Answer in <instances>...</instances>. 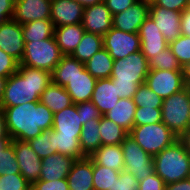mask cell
<instances>
[{"mask_svg": "<svg viewBox=\"0 0 190 190\" xmlns=\"http://www.w3.org/2000/svg\"><path fill=\"white\" fill-rule=\"evenodd\" d=\"M11 140L29 141L53 127V112L40 101L1 108Z\"/></svg>", "mask_w": 190, "mask_h": 190, "instance_id": "1", "label": "cell"}, {"mask_svg": "<svg viewBox=\"0 0 190 190\" xmlns=\"http://www.w3.org/2000/svg\"><path fill=\"white\" fill-rule=\"evenodd\" d=\"M51 82V73L48 71L18 66L17 71L6 79L0 108L39 101L41 93Z\"/></svg>", "mask_w": 190, "mask_h": 190, "instance_id": "2", "label": "cell"}, {"mask_svg": "<svg viewBox=\"0 0 190 190\" xmlns=\"http://www.w3.org/2000/svg\"><path fill=\"white\" fill-rule=\"evenodd\" d=\"M149 71V61L141 51L114 60L110 78L116 85L119 97L133 98L139 85L145 83Z\"/></svg>", "mask_w": 190, "mask_h": 190, "instance_id": "3", "label": "cell"}, {"mask_svg": "<svg viewBox=\"0 0 190 190\" xmlns=\"http://www.w3.org/2000/svg\"><path fill=\"white\" fill-rule=\"evenodd\" d=\"M154 172L165 185L190 177V153L177 140L153 156Z\"/></svg>", "mask_w": 190, "mask_h": 190, "instance_id": "4", "label": "cell"}, {"mask_svg": "<svg viewBox=\"0 0 190 190\" xmlns=\"http://www.w3.org/2000/svg\"><path fill=\"white\" fill-rule=\"evenodd\" d=\"M62 56L53 36L42 41L25 43L23 58L19 66L33 67L52 73Z\"/></svg>", "mask_w": 190, "mask_h": 190, "instance_id": "5", "label": "cell"}, {"mask_svg": "<svg viewBox=\"0 0 190 190\" xmlns=\"http://www.w3.org/2000/svg\"><path fill=\"white\" fill-rule=\"evenodd\" d=\"M162 122L180 137L190 127V94L184 88L163 100Z\"/></svg>", "mask_w": 190, "mask_h": 190, "instance_id": "6", "label": "cell"}, {"mask_svg": "<svg viewBox=\"0 0 190 190\" xmlns=\"http://www.w3.org/2000/svg\"><path fill=\"white\" fill-rule=\"evenodd\" d=\"M129 135L151 156L159 154L178 140L163 122L134 126Z\"/></svg>", "mask_w": 190, "mask_h": 190, "instance_id": "7", "label": "cell"}, {"mask_svg": "<svg viewBox=\"0 0 190 190\" xmlns=\"http://www.w3.org/2000/svg\"><path fill=\"white\" fill-rule=\"evenodd\" d=\"M121 146L124 156V170L130 172L138 181L144 180L154 173L153 156L146 153L131 135L128 134Z\"/></svg>", "mask_w": 190, "mask_h": 190, "instance_id": "8", "label": "cell"}, {"mask_svg": "<svg viewBox=\"0 0 190 190\" xmlns=\"http://www.w3.org/2000/svg\"><path fill=\"white\" fill-rule=\"evenodd\" d=\"M145 84L162 99L185 88L183 70H150Z\"/></svg>", "mask_w": 190, "mask_h": 190, "instance_id": "9", "label": "cell"}, {"mask_svg": "<svg viewBox=\"0 0 190 190\" xmlns=\"http://www.w3.org/2000/svg\"><path fill=\"white\" fill-rule=\"evenodd\" d=\"M104 48L114 60L127 58L130 54L140 51L138 33H127L112 27L103 36Z\"/></svg>", "mask_w": 190, "mask_h": 190, "instance_id": "10", "label": "cell"}, {"mask_svg": "<svg viewBox=\"0 0 190 190\" xmlns=\"http://www.w3.org/2000/svg\"><path fill=\"white\" fill-rule=\"evenodd\" d=\"M10 142L14 146L20 174L30 185H33L40 179L42 159L27 141L11 140Z\"/></svg>", "mask_w": 190, "mask_h": 190, "instance_id": "11", "label": "cell"}, {"mask_svg": "<svg viewBox=\"0 0 190 190\" xmlns=\"http://www.w3.org/2000/svg\"><path fill=\"white\" fill-rule=\"evenodd\" d=\"M24 47L22 25L14 19L4 22L0 26V49L20 63L23 58Z\"/></svg>", "mask_w": 190, "mask_h": 190, "instance_id": "12", "label": "cell"}, {"mask_svg": "<svg viewBox=\"0 0 190 190\" xmlns=\"http://www.w3.org/2000/svg\"><path fill=\"white\" fill-rule=\"evenodd\" d=\"M181 14L182 12L168 10L151 4L149 16L154 20L168 43L176 40L181 35Z\"/></svg>", "mask_w": 190, "mask_h": 190, "instance_id": "13", "label": "cell"}, {"mask_svg": "<svg viewBox=\"0 0 190 190\" xmlns=\"http://www.w3.org/2000/svg\"><path fill=\"white\" fill-rule=\"evenodd\" d=\"M138 34L141 42L140 51L148 61L169 46L150 16L140 26Z\"/></svg>", "mask_w": 190, "mask_h": 190, "instance_id": "14", "label": "cell"}, {"mask_svg": "<svg viewBox=\"0 0 190 190\" xmlns=\"http://www.w3.org/2000/svg\"><path fill=\"white\" fill-rule=\"evenodd\" d=\"M113 15L104 2L84 8L82 25L85 32L104 36L113 27Z\"/></svg>", "mask_w": 190, "mask_h": 190, "instance_id": "15", "label": "cell"}, {"mask_svg": "<svg viewBox=\"0 0 190 190\" xmlns=\"http://www.w3.org/2000/svg\"><path fill=\"white\" fill-rule=\"evenodd\" d=\"M51 0H15L13 19L23 25L34 20H50Z\"/></svg>", "mask_w": 190, "mask_h": 190, "instance_id": "16", "label": "cell"}, {"mask_svg": "<svg viewBox=\"0 0 190 190\" xmlns=\"http://www.w3.org/2000/svg\"><path fill=\"white\" fill-rule=\"evenodd\" d=\"M84 7L75 0H51L50 20L54 26L82 23Z\"/></svg>", "mask_w": 190, "mask_h": 190, "instance_id": "17", "label": "cell"}, {"mask_svg": "<svg viewBox=\"0 0 190 190\" xmlns=\"http://www.w3.org/2000/svg\"><path fill=\"white\" fill-rule=\"evenodd\" d=\"M149 4L137 1L132 7L113 15V27L127 33H138L149 16Z\"/></svg>", "mask_w": 190, "mask_h": 190, "instance_id": "18", "label": "cell"}, {"mask_svg": "<svg viewBox=\"0 0 190 190\" xmlns=\"http://www.w3.org/2000/svg\"><path fill=\"white\" fill-rule=\"evenodd\" d=\"M66 179L69 190H94L93 159L89 156L75 160Z\"/></svg>", "mask_w": 190, "mask_h": 190, "instance_id": "19", "label": "cell"}, {"mask_svg": "<svg viewBox=\"0 0 190 190\" xmlns=\"http://www.w3.org/2000/svg\"><path fill=\"white\" fill-rule=\"evenodd\" d=\"M96 82L97 79L84 68L82 72L75 74L64 88L71 96L73 104L88 102L92 99Z\"/></svg>", "mask_w": 190, "mask_h": 190, "instance_id": "20", "label": "cell"}, {"mask_svg": "<svg viewBox=\"0 0 190 190\" xmlns=\"http://www.w3.org/2000/svg\"><path fill=\"white\" fill-rule=\"evenodd\" d=\"M75 161L70 156L56 153L42 159L40 180L54 181L67 178Z\"/></svg>", "mask_w": 190, "mask_h": 190, "instance_id": "21", "label": "cell"}, {"mask_svg": "<svg viewBox=\"0 0 190 190\" xmlns=\"http://www.w3.org/2000/svg\"><path fill=\"white\" fill-rule=\"evenodd\" d=\"M82 119L77 113L76 104L65 108L53 115V127L59 136H80Z\"/></svg>", "mask_w": 190, "mask_h": 190, "instance_id": "22", "label": "cell"}, {"mask_svg": "<svg viewBox=\"0 0 190 190\" xmlns=\"http://www.w3.org/2000/svg\"><path fill=\"white\" fill-rule=\"evenodd\" d=\"M120 99L116 85L111 78L97 80L91 101L98 108L101 115L112 109Z\"/></svg>", "mask_w": 190, "mask_h": 190, "instance_id": "23", "label": "cell"}, {"mask_svg": "<svg viewBox=\"0 0 190 190\" xmlns=\"http://www.w3.org/2000/svg\"><path fill=\"white\" fill-rule=\"evenodd\" d=\"M85 29L82 23L54 28V38L63 55H71L79 45Z\"/></svg>", "mask_w": 190, "mask_h": 190, "instance_id": "24", "label": "cell"}, {"mask_svg": "<svg viewBox=\"0 0 190 190\" xmlns=\"http://www.w3.org/2000/svg\"><path fill=\"white\" fill-rule=\"evenodd\" d=\"M136 104L133 98H121L105 116L107 119L114 121L120 127H123L128 133L134 127V116Z\"/></svg>", "mask_w": 190, "mask_h": 190, "instance_id": "25", "label": "cell"}, {"mask_svg": "<svg viewBox=\"0 0 190 190\" xmlns=\"http://www.w3.org/2000/svg\"><path fill=\"white\" fill-rule=\"evenodd\" d=\"M41 103L49 108L53 114L70 107L73 102L64 87L51 82L40 95Z\"/></svg>", "mask_w": 190, "mask_h": 190, "instance_id": "26", "label": "cell"}, {"mask_svg": "<svg viewBox=\"0 0 190 190\" xmlns=\"http://www.w3.org/2000/svg\"><path fill=\"white\" fill-rule=\"evenodd\" d=\"M90 157L98 164L121 172L124 156L120 145H101Z\"/></svg>", "mask_w": 190, "mask_h": 190, "instance_id": "27", "label": "cell"}, {"mask_svg": "<svg viewBox=\"0 0 190 190\" xmlns=\"http://www.w3.org/2000/svg\"><path fill=\"white\" fill-rule=\"evenodd\" d=\"M85 64L79 62L71 55H63L51 73L52 82L65 87L69 80L78 72H82Z\"/></svg>", "mask_w": 190, "mask_h": 190, "instance_id": "28", "label": "cell"}, {"mask_svg": "<svg viewBox=\"0 0 190 190\" xmlns=\"http://www.w3.org/2000/svg\"><path fill=\"white\" fill-rule=\"evenodd\" d=\"M113 63L114 59L105 48H102L85 63V68L97 80L110 78Z\"/></svg>", "mask_w": 190, "mask_h": 190, "instance_id": "29", "label": "cell"}, {"mask_svg": "<svg viewBox=\"0 0 190 190\" xmlns=\"http://www.w3.org/2000/svg\"><path fill=\"white\" fill-rule=\"evenodd\" d=\"M102 48H104L103 36L85 32L79 45L75 48L71 56L85 64Z\"/></svg>", "mask_w": 190, "mask_h": 190, "instance_id": "30", "label": "cell"}, {"mask_svg": "<svg viewBox=\"0 0 190 190\" xmlns=\"http://www.w3.org/2000/svg\"><path fill=\"white\" fill-rule=\"evenodd\" d=\"M99 120H90L82 125L79 141L81 150L87 157L92 155L102 145L99 134Z\"/></svg>", "mask_w": 190, "mask_h": 190, "instance_id": "31", "label": "cell"}, {"mask_svg": "<svg viewBox=\"0 0 190 190\" xmlns=\"http://www.w3.org/2000/svg\"><path fill=\"white\" fill-rule=\"evenodd\" d=\"M24 43L42 41L54 36L51 20H34L22 25Z\"/></svg>", "mask_w": 190, "mask_h": 190, "instance_id": "32", "label": "cell"}, {"mask_svg": "<svg viewBox=\"0 0 190 190\" xmlns=\"http://www.w3.org/2000/svg\"><path fill=\"white\" fill-rule=\"evenodd\" d=\"M99 134L102 145H120L129 133L102 115L99 120Z\"/></svg>", "mask_w": 190, "mask_h": 190, "instance_id": "33", "label": "cell"}, {"mask_svg": "<svg viewBox=\"0 0 190 190\" xmlns=\"http://www.w3.org/2000/svg\"><path fill=\"white\" fill-rule=\"evenodd\" d=\"M80 136H59L54 131V143L57 147V153L70 156L75 160L83 159L87 157L81 150Z\"/></svg>", "mask_w": 190, "mask_h": 190, "instance_id": "34", "label": "cell"}, {"mask_svg": "<svg viewBox=\"0 0 190 190\" xmlns=\"http://www.w3.org/2000/svg\"><path fill=\"white\" fill-rule=\"evenodd\" d=\"M120 172L102 165L93 160V188L94 190H112Z\"/></svg>", "mask_w": 190, "mask_h": 190, "instance_id": "35", "label": "cell"}, {"mask_svg": "<svg viewBox=\"0 0 190 190\" xmlns=\"http://www.w3.org/2000/svg\"><path fill=\"white\" fill-rule=\"evenodd\" d=\"M28 143L41 159L57 153L52 129L42 131L40 135L32 138Z\"/></svg>", "mask_w": 190, "mask_h": 190, "instance_id": "36", "label": "cell"}, {"mask_svg": "<svg viewBox=\"0 0 190 190\" xmlns=\"http://www.w3.org/2000/svg\"><path fill=\"white\" fill-rule=\"evenodd\" d=\"M150 70H182L177 58L172 54L170 47L162 50L149 61Z\"/></svg>", "mask_w": 190, "mask_h": 190, "instance_id": "37", "label": "cell"}, {"mask_svg": "<svg viewBox=\"0 0 190 190\" xmlns=\"http://www.w3.org/2000/svg\"><path fill=\"white\" fill-rule=\"evenodd\" d=\"M136 106L148 108H162L163 100L153 90H151L145 83L140 84L137 92L133 96Z\"/></svg>", "mask_w": 190, "mask_h": 190, "instance_id": "38", "label": "cell"}, {"mask_svg": "<svg viewBox=\"0 0 190 190\" xmlns=\"http://www.w3.org/2000/svg\"><path fill=\"white\" fill-rule=\"evenodd\" d=\"M20 173L19 165L16 159L14 146L9 141L0 153V176Z\"/></svg>", "mask_w": 190, "mask_h": 190, "instance_id": "39", "label": "cell"}, {"mask_svg": "<svg viewBox=\"0 0 190 190\" xmlns=\"http://www.w3.org/2000/svg\"><path fill=\"white\" fill-rule=\"evenodd\" d=\"M172 54L177 58L181 67L190 61V37L180 35L176 40L169 43Z\"/></svg>", "mask_w": 190, "mask_h": 190, "instance_id": "40", "label": "cell"}, {"mask_svg": "<svg viewBox=\"0 0 190 190\" xmlns=\"http://www.w3.org/2000/svg\"><path fill=\"white\" fill-rule=\"evenodd\" d=\"M162 122L161 108H148L137 106L134 116V126Z\"/></svg>", "mask_w": 190, "mask_h": 190, "instance_id": "41", "label": "cell"}, {"mask_svg": "<svg viewBox=\"0 0 190 190\" xmlns=\"http://www.w3.org/2000/svg\"><path fill=\"white\" fill-rule=\"evenodd\" d=\"M0 190H31V185L20 173L0 176Z\"/></svg>", "mask_w": 190, "mask_h": 190, "instance_id": "42", "label": "cell"}, {"mask_svg": "<svg viewBox=\"0 0 190 190\" xmlns=\"http://www.w3.org/2000/svg\"><path fill=\"white\" fill-rule=\"evenodd\" d=\"M76 109L78 115L82 119V125L87 121L100 119V117L102 116L98 108L92 103V101L77 103Z\"/></svg>", "mask_w": 190, "mask_h": 190, "instance_id": "43", "label": "cell"}, {"mask_svg": "<svg viewBox=\"0 0 190 190\" xmlns=\"http://www.w3.org/2000/svg\"><path fill=\"white\" fill-rule=\"evenodd\" d=\"M112 190H139L138 179L130 172L122 170L119 178L115 180Z\"/></svg>", "mask_w": 190, "mask_h": 190, "instance_id": "44", "label": "cell"}, {"mask_svg": "<svg viewBox=\"0 0 190 190\" xmlns=\"http://www.w3.org/2000/svg\"><path fill=\"white\" fill-rule=\"evenodd\" d=\"M19 62L14 59L11 55L6 54L0 49V76L8 78L18 69Z\"/></svg>", "mask_w": 190, "mask_h": 190, "instance_id": "45", "label": "cell"}, {"mask_svg": "<svg viewBox=\"0 0 190 190\" xmlns=\"http://www.w3.org/2000/svg\"><path fill=\"white\" fill-rule=\"evenodd\" d=\"M31 190H69L66 178L54 181L38 180L31 185Z\"/></svg>", "mask_w": 190, "mask_h": 190, "instance_id": "46", "label": "cell"}, {"mask_svg": "<svg viewBox=\"0 0 190 190\" xmlns=\"http://www.w3.org/2000/svg\"><path fill=\"white\" fill-rule=\"evenodd\" d=\"M165 183L155 172L144 180L138 181L139 190H165Z\"/></svg>", "mask_w": 190, "mask_h": 190, "instance_id": "47", "label": "cell"}, {"mask_svg": "<svg viewBox=\"0 0 190 190\" xmlns=\"http://www.w3.org/2000/svg\"><path fill=\"white\" fill-rule=\"evenodd\" d=\"M137 0H104L107 8L111 11L112 15L123 12L129 7H132Z\"/></svg>", "mask_w": 190, "mask_h": 190, "instance_id": "48", "label": "cell"}, {"mask_svg": "<svg viewBox=\"0 0 190 190\" xmlns=\"http://www.w3.org/2000/svg\"><path fill=\"white\" fill-rule=\"evenodd\" d=\"M189 0H156L154 5L168 10L183 12L188 8Z\"/></svg>", "mask_w": 190, "mask_h": 190, "instance_id": "49", "label": "cell"}, {"mask_svg": "<svg viewBox=\"0 0 190 190\" xmlns=\"http://www.w3.org/2000/svg\"><path fill=\"white\" fill-rule=\"evenodd\" d=\"M15 0H0V14H3L8 20L13 19Z\"/></svg>", "mask_w": 190, "mask_h": 190, "instance_id": "50", "label": "cell"}, {"mask_svg": "<svg viewBox=\"0 0 190 190\" xmlns=\"http://www.w3.org/2000/svg\"><path fill=\"white\" fill-rule=\"evenodd\" d=\"M181 35L190 37V8H186L181 14Z\"/></svg>", "mask_w": 190, "mask_h": 190, "instance_id": "51", "label": "cell"}, {"mask_svg": "<svg viewBox=\"0 0 190 190\" xmlns=\"http://www.w3.org/2000/svg\"><path fill=\"white\" fill-rule=\"evenodd\" d=\"M165 190H190V177L166 185Z\"/></svg>", "mask_w": 190, "mask_h": 190, "instance_id": "52", "label": "cell"}, {"mask_svg": "<svg viewBox=\"0 0 190 190\" xmlns=\"http://www.w3.org/2000/svg\"><path fill=\"white\" fill-rule=\"evenodd\" d=\"M0 138H10L6 124V117L1 108H0Z\"/></svg>", "mask_w": 190, "mask_h": 190, "instance_id": "53", "label": "cell"}, {"mask_svg": "<svg viewBox=\"0 0 190 190\" xmlns=\"http://www.w3.org/2000/svg\"><path fill=\"white\" fill-rule=\"evenodd\" d=\"M178 140L183 144L184 148L190 153V127L180 136Z\"/></svg>", "mask_w": 190, "mask_h": 190, "instance_id": "54", "label": "cell"}, {"mask_svg": "<svg viewBox=\"0 0 190 190\" xmlns=\"http://www.w3.org/2000/svg\"><path fill=\"white\" fill-rule=\"evenodd\" d=\"M75 1L78 2L84 8L104 2V0H75Z\"/></svg>", "mask_w": 190, "mask_h": 190, "instance_id": "55", "label": "cell"}, {"mask_svg": "<svg viewBox=\"0 0 190 190\" xmlns=\"http://www.w3.org/2000/svg\"><path fill=\"white\" fill-rule=\"evenodd\" d=\"M184 79H190V61L182 67Z\"/></svg>", "mask_w": 190, "mask_h": 190, "instance_id": "56", "label": "cell"}, {"mask_svg": "<svg viewBox=\"0 0 190 190\" xmlns=\"http://www.w3.org/2000/svg\"><path fill=\"white\" fill-rule=\"evenodd\" d=\"M5 83H6V78L0 76V102L4 94Z\"/></svg>", "mask_w": 190, "mask_h": 190, "instance_id": "57", "label": "cell"}, {"mask_svg": "<svg viewBox=\"0 0 190 190\" xmlns=\"http://www.w3.org/2000/svg\"><path fill=\"white\" fill-rule=\"evenodd\" d=\"M9 141H11L10 138H0V153H1V149H2Z\"/></svg>", "mask_w": 190, "mask_h": 190, "instance_id": "58", "label": "cell"}, {"mask_svg": "<svg viewBox=\"0 0 190 190\" xmlns=\"http://www.w3.org/2000/svg\"><path fill=\"white\" fill-rule=\"evenodd\" d=\"M185 88L188 90V93L190 94V79H185Z\"/></svg>", "mask_w": 190, "mask_h": 190, "instance_id": "59", "label": "cell"}, {"mask_svg": "<svg viewBox=\"0 0 190 190\" xmlns=\"http://www.w3.org/2000/svg\"><path fill=\"white\" fill-rule=\"evenodd\" d=\"M8 19L3 15V14H0V26L6 22Z\"/></svg>", "mask_w": 190, "mask_h": 190, "instance_id": "60", "label": "cell"}, {"mask_svg": "<svg viewBox=\"0 0 190 190\" xmlns=\"http://www.w3.org/2000/svg\"><path fill=\"white\" fill-rule=\"evenodd\" d=\"M137 1H141L142 3H146V4L151 5V4H154V2H155L156 0H137Z\"/></svg>", "mask_w": 190, "mask_h": 190, "instance_id": "61", "label": "cell"}]
</instances>
